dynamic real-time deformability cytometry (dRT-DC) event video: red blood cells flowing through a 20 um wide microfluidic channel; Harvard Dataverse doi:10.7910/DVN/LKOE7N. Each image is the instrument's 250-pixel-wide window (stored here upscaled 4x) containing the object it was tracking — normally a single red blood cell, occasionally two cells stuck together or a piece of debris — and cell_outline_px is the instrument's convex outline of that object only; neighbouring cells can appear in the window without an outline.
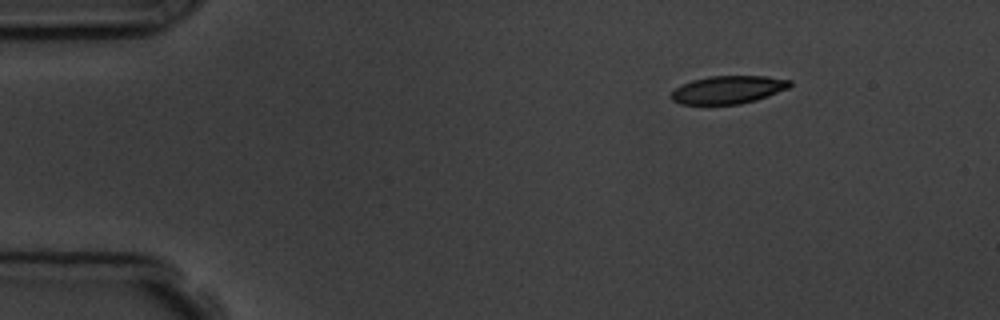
{"species": "common noctule bat (a hibernating species)", "species_latin": "Nyctalus noctula", "temperature_condition": "room temperature", "stored_images_in_passage": 4, "camera_frame_rate_fps": 3000, "um_per_image_px": 0.085, "animal": {"sex": "male", "body_mass_g": 19.5, "forearm_length_mm": 54.6}, "frame": {"image": 1, "passage_image": 1, "time_ms": 0.0, "image_size_px": [1000, 320], "cell_outline_px": [[792, 84], [788, 88], [768, 96], [756, 100], [740, 104], [680, 104], [672, 100], [668, 96], [676, 88], [692, 80], [708, 76], [768, 76], [792, 80]], "centroid_in_image_um": [61.9, 7.62], "position_along_channel_um": 23.1, "area_um2": 19.36}}
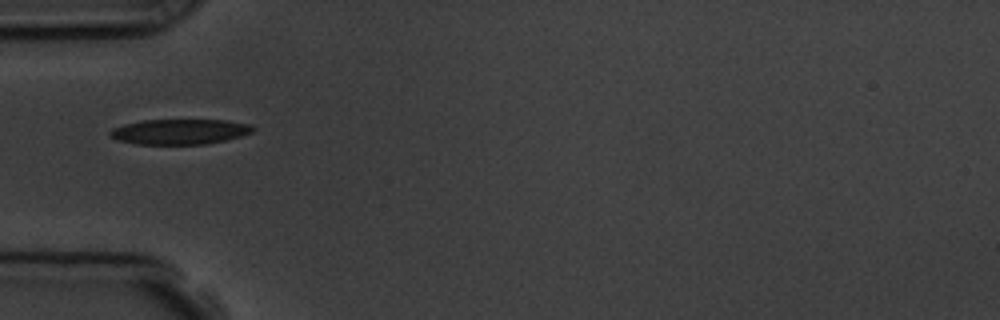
{"frame": {"image": 2, "passage_image": 4, "time_ms": 3.333, "image_size_px": [1000, 320], "cell_outline_px": [[256, 128], [252, 132], [240, 136], [208, 144], [136, 144], [116, 140], [108, 136], [108, 132], [112, 128], [124, 124], [140, 120], [228, 120], [252, 124]], "centroid_in_image_um": [15.25, 11.19], "position_along_channel_um": 69.7, "area_um2": 21.27}}